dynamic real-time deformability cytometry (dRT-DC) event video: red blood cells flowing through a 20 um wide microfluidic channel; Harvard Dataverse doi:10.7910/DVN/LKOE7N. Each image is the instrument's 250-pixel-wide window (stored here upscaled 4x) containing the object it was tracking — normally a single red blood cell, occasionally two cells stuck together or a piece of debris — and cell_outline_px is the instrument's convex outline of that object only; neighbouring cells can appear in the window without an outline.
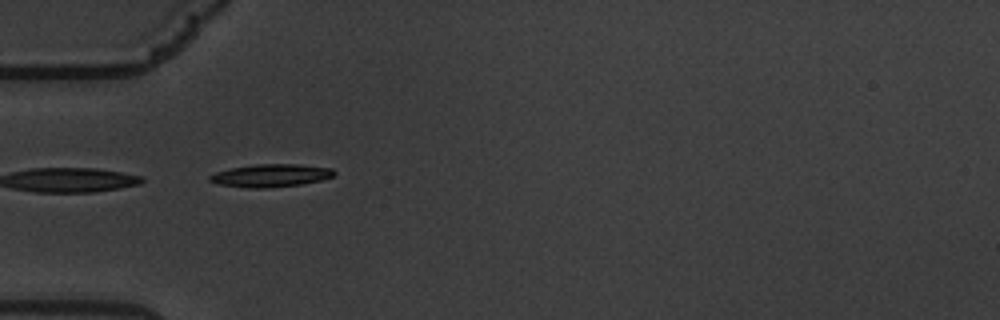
{"species": "common noctule bat (a hibernating species)", "species_latin": "Nyctalus noctula", "temperature_condition": "warm", "stored_images_in_passage": 42, "camera_frame_rate_fps": 3000, "um_per_image_px": 0.085, "animal": {"sex": "male", "body_mass_g": 19.5, "forearm_length_mm": 54.6}, "frame": {"image": 1, "passage_image": 1, "time_ms": 0.0, "image_size_px": [1000, 320], "cell_outline_px": [[336, 172], [332, 176], [320, 180], [300, 184], [264, 188], [248, 188], [216, 184], [208, 180], [208, 176], [216, 172], [232, 168], [256, 164], [300, 164], [332, 168]], "centroid_in_image_um": [22.98, 14.91], "position_along_channel_um": 62.0, "area_um2": 16.47}}
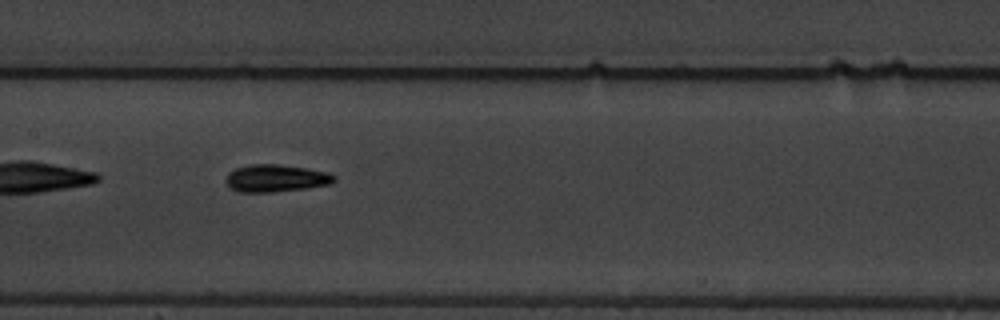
{"frame": {"image": 2, "passage_image": 12, "time_ms": 3.667, "image_size_px": [1000, 320], "cell_outline_px": [[336, 180], [332, 184], [308, 188], [272, 192], [236, 192], [228, 188], [224, 180], [228, 172], [236, 168], [248, 164], [280, 164], [308, 168], [328, 172], [336, 176]], "centroid_in_image_um": [23.43, 15.15], "position_along_channel_um": 184.0, "area_um2": 17.74}}
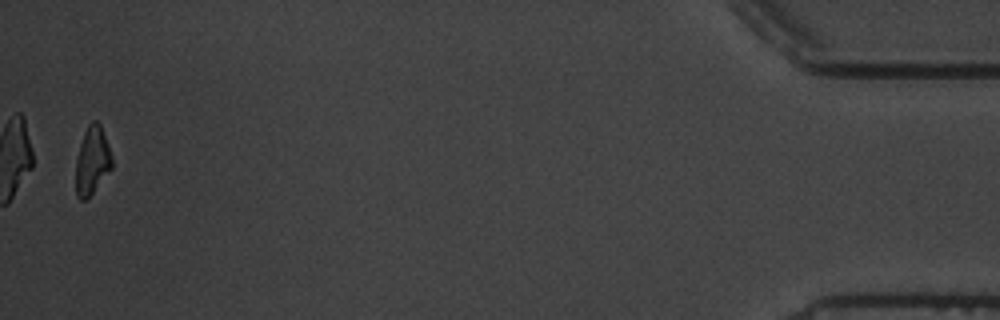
{"frame": {"image": 3, "passage_image": 41, "time_ms": 13.333, "image_size_px": [1000, 320], "cell_outline_px": [[112, 168], [88, 200], [80, 200], [76, 196], [76, 160], [80, 144], [84, 132], [88, 124], [92, 120], [96, 120], [100, 124], [108, 144], [112, 156]], "centroid_in_image_um": [7.84, 13.68], "position_along_channel_um": 427.4, "area_um2": 14.51}, "authors_computed_cell_mechanics": {"area_um2": 16.1262, "velocity_mm_per_s": 3.4029, "shape_relaxation_time_tau1_ms": 3.3628, "shape_relaxation_time_tau2_ms": 2.9179, "deformation_change_tau1": 0.1438, "deformation_change_tau2": 0.0932}}